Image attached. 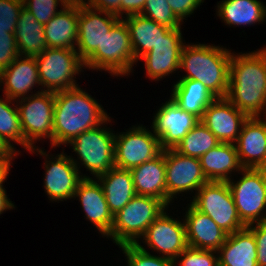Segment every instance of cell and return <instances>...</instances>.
Segmentation results:
<instances>
[{
  "mask_svg": "<svg viewBox=\"0 0 266 266\" xmlns=\"http://www.w3.org/2000/svg\"><path fill=\"white\" fill-rule=\"evenodd\" d=\"M130 171L136 195L155 197L167 206L165 150Z\"/></svg>",
  "mask_w": 266,
  "mask_h": 266,
  "instance_id": "cb8c5ba5",
  "label": "cell"
},
{
  "mask_svg": "<svg viewBox=\"0 0 266 266\" xmlns=\"http://www.w3.org/2000/svg\"><path fill=\"white\" fill-rule=\"evenodd\" d=\"M217 6L218 16L229 26L253 25L266 19V6L258 0H223Z\"/></svg>",
  "mask_w": 266,
  "mask_h": 266,
  "instance_id": "4dcf8cb0",
  "label": "cell"
},
{
  "mask_svg": "<svg viewBox=\"0 0 266 266\" xmlns=\"http://www.w3.org/2000/svg\"><path fill=\"white\" fill-rule=\"evenodd\" d=\"M200 119L184 111L172 98L157 111L152 131L159 138L162 150L175 149Z\"/></svg>",
  "mask_w": 266,
  "mask_h": 266,
  "instance_id": "4fadbf2b",
  "label": "cell"
},
{
  "mask_svg": "<svg viewBox=\"0 0 266 266\" xmlns=\"http://www.w3.org/2000/svg\"><path fill=\"white\" fill-rule=\"evenodd\" d=\"M15 208L14 204L6 195L5 188H0V214H2L7 209Z\"/></svg>",
  "mask_w": 266,
  "mask_h": 266,
  "instance_id": "bcb514c9",
  "label": "cell"
},
{
  "mask_svg": "<svg viewBox=\"0 0 266 266\" xmlns=\"http://www.w3.org/2000/svg\"><path fill=\"white\" fill-rule=\"evenodd\" d=\"M226 98L248 117L266 115V47L231 55Z\"/></svg>",
  "mask_w": 266,
  "mask_h": 266,
  "instance_id": "6da1fadb",
  "label": "cell"
},
{
  "mask_svg": "<svg viewBox=\"0 0 266 266\" xmlns=\"http://www.w3.org/2000/svg\"><path fill=\"white\" fill-rule=\"evenodd\" d=\"M240 172L243 175L237 183L227 182L240 220L245 226L266 222V169L243 168Z\"/></svg>",
  "mask_w": 266,
  "mask_h": 266,
  "instance_id": "9c48e42d",
  "label": "cell"
},
{
  "mask_svg": "<svg viewBox=\"0 0 266 266\" xmlns=\"http://www.w3.org/2000/svg\"><path fill=\"white\" fill-rule=\"evenodd\" d=\"M207 44L184 45L180 69L188 74L181 79L200 81L216 97L226 98L229 89L231 51Z\"/></svg>",
  "mask_w": 266,
  "mask_h": 266,
  "instance_id": "3957f363",
  "label": "cell"
},
{
  "mask_svg": "<svg viewBox=\"0 0 266 266\" xmlns=\"http://www.w3.org/2000/svg\"><path fill=\"white\" fill-rule=\"evenodd\" d=\"M35 59L40 85L46 88L43 91L56 93L78 86L74 75H78L85 66L75 49L47 47Z\"/></svg>",
  "mask_w": 266,
  "mask_h": 266,
  "instance_id": "52a82bcc",
  "label": "cell"
},
{
  "mask_svg": "<svg viewBox=\"0 0 266 266\" xmlns=\"http://www.w3.org/2000/svg\"><path fill=\"white\" fill-rule=\"evenodd\" d=\"M119 248L127 256L128 266H174V261L168 258L151 255L139 241L136 244L121 245Z\"/></svg>",
  "mask_w": 266,
  "mask_h": 266,
  "instance_id": "e575fe53",
  "label": "cell"
},
{
  "mask_svg": "<svg viewBox=\"0 0 266 266\" xmlns=\"http://www.w3.org/2000/svg\"><path fill=\"white\" fill-rule=\"evenodd\" d=\"M145 2L146 0H121L120 17L124 18V13L126 16L141 14Z\"/></svg>",
  "mask_w": 266,
  "mask_h": 266,
  "instance_id": "7bdbcfd3",
  "label": "cell"
},
{
  "mask_svg": "<svg viewBox=\"0 0 266 266\" xmlns=\"http://www.w3.org/2000/svg\"><path fill=\"white\" fill-rule=\"evenodd\" d=\"M14 150L6 141L0 136V159H14L16 155Z\"/></svg>",
  "mask_w": 266,
  "mask_h": 266,
  "instance_id": "ee69618b",
  "label": "cell"
},
{
  "mask_svg": "<svg viewBox=\"0 0 266 266\" xmlns=\"http://www.w3.org/2000/svg\"><path fill=\"white\" fill-rule=\"evenodd\" d=\"M5 97L6 99L0 98V136L14 150L15 148L10 142L11 140L22 145L28 151H31L33 148L24 139L17 105L14 106L15 108H12L10 103H12L13 100L9 99L7 96Z\"/></svg>",
  "mask_w": 266,
  "mask_h": 266,
  "instance_id": "d6a6232c",
  "label": "cell"
},
{
  "mask_svg": "<svg viewBox=\"0 0 266 266\" xmlns=\"http://www.w3.org/2000/svg\"><path fill=\"white\" fill-rule=\"evenodd\" d=\"M168 216L165 210L152 222L142 236L144 243L162 253V257L174 261L188 247L185 222H179Z\"/></svg>",
  "mask_w": 266,
  "mask_h": 266,
  "instance_id": "5bb4252c",
  "label": "cell"
},
{
  "mask_svg": "<svg viewBox=\"0 0 266 266\" xmlns=\"http://www.w3.org/2000/svg\"><path fill=\"white\" fill-rule=\"evenodd\" d=\"M96 178L103 188L107 205L113 216L136 195L130 170L113 167Z\"/></svg>",
  "mask_w": 266,
  "mask_h": 266,
  "instance_id": "4316f807",
  "label": "cell"
},
{
  "mask_svg": "<svg viewBox=\"0 0 266 266\" xmlns=\"http://www.w3.org/2000/svg\"><path fill=\"white\" fill-rule=\"evenodd\" d=\"M162 152L159 138L143 125L115 135V167L131 170L157 157Z\"/></svg>",
  "mask_w": 266,
  "mask_h": 266,
  "instance_id": "8fae6325",
  "label": "cell"
},
{
  "mask_svg": "<svg viewBox=\"0 0 266 266\" xmlns=\"http://www.w3.org/2000/svg\"><path fill=\"white\" fill-rule=\"evenodd\" d=\"M59 1L61 7H65L72 0H23L24 8L28 10L37 21L45 25L52 17H54L59 11L56 9Z\"/></svg>",
  "mask_w": 266,
  "mask_h": 266,
  "instance_id": "d590c367",
  "label": "cell"
},
{
  "mask_svg": "<svg viewBox=\"0 0 266 266\" xmlns=\"http://www.w3.org/2000/svg\"><path fill=\"white\" fill-rule=\"evenodd\" d=\"M167 208L159 199L135 195L130 202L114 215L111 237L118 245L136 244L152 222Z\"/></svg>",
  "mask_w": 266,
  "mask_h": 266,
  "instance_id": "277c9868",
  "label": "cell"
},
{
  "mask_svg": "<svg viewBox=\"0 0 266 266\" xmlns=\"http://www.w3.org/2000/svg\"><path fill=\"white\" fill-rule=\"evenodd\" d=\"M74 197H78L85 211L86 219L95 226L101 234L108 236L111 232L114 216L111 213L98 180L92 177L84 178L78 185Z\"/></svg>",
  "mask_w": 266,
  "mask_h": 266,
  "instance_id": "ffe728a7",
  "label": "cell"
},
{
  "mask_svg": "<svg viewBox=\"0 0 266 266\" xmlns=\"http://www.w3.org/2000/svg\"><path fill=\"white\" fill-rule=\"evenodd\" d=\"M101 14H104V16ZM115 14L97 10L79 0L78 38L75 49L85 61L97 48H101L105 35L119 20Z\"/></svg>",
  "mask_w": 266,
  "mask_h": 266,
  "instance_id": "9a60e30c",
  "label": "cell"
},
{
  "mask_svg": "<svg viewBox=\"0 0 266 266\" xmlns=\"http://www.w3.org/2000/svg\"><path fill=\"white\" fill-rule=\"evenodd\" d=\"M16 102L24 139L33 148L30 152L36 150L47 159L48 154L38 149L34 143L42 137L49 138L53 147L54 93L43 91L42 88L34 95L21 98L19 106L18 100Z\"/></svg>",
  "mask_w": 266,
  "mask_h": 266,
  "instance_id": "8992f818",
  "label": "cell"
},
{
  "mask_svg": "<svg viewBox=\"0 0 266 266\" xmlns=\"http://www.w3.org/2000/svg\"><path fill=\"white\" fill-rule=\"evenodd\" d=\"M55 159L54 161L45 160L44 189L53 201L74 198L79 183L88 176L80 175L78 161L73 160L64 152L58 154Z\"/></svg>",
  "mask_w": 266,
  "mask_h": 266,
  "instance_id": "2e32d148",
  "label": "cell"
},
{
  "mask_svg": "<svg viewBox=\"0 0 266 266\" xmlns=\"http://www.w3.org/2000/svg\"><path fill=\"white\" fill-rule=\"evenodd\" d=\"M23 7V0H0V30L15 34L17 20Z\"/></svg>",
  "mask_w": 266,
  "mask_h": 266,
  "instance_id": "74e56055",
  "label": "cell"
},
{
  "mask_svg": "<svg viewBox=\"0 0 266 266\" xmlns=\"http://www.w3.org/2000/svg\"><path fill=\"white\" fill-rule=\"evenodd\" d=\"M220 143L217 137L202 122H199L187 133L175 150L182 155L199 159Z\"/></svg>",
  "mask_w": 266,
  "mask_h": 266,
  "instance_id": "1f68e13d",
  "label": "cell"
},
{
  "mask_svg": "<svg viewBox=\"0 0 266 266\" xmlns=\"http://www.w3.org/2000/svg\"><path fill=\"white\" fill-rule=\"evenodd\" d=\"M177 259H180L179 266H217L219 264L217 251L196 249L189 246Z\"/></svg>",
  "mask_w": 266,
  "mask_h": 266,
  "instance_id": "8d00e7d4",
  "label": "cell"
},
{
  "mask_svg": "<svg viewBox=\"0 0 266 266\" xmlns=\"http://www.w3.org/2000/svg\"><path fill=\"white\" fill-rule=\"evenodd\" d=\"M248 117L235 147L242 168L266 169V120Z\"/></svg>",
  "mask_w": 266,
  "mask_h": 266,
  "instance_id": "d6986e66",
  "label": "cell"
},
{
  "mask_svg": "<svg viewBox=\"0 0 266 266\" xmlns=\"http://www.w3.org/2000/svg\"><path fill=\"white\" fill-rule=\"evenodd\" d=\"M204 0H167L171 10L176 17L183 22V19L190 16Z\"/></svg>",
  "mask_w": 266,
  "mask_h": 266,
  "instance_id": "60d3db41",
  "label": "cell"
},
{
  "mask_svg": "<svg viewBox=\"0 0 266 266\" xmlns=\"http://www.w3.org/2000/svg\"><path fill=\"white\" fill-rule=\"evenodd\" d=\"M24 58V59H23ZM18 56L0 72V84H4L5 96L11 100L24 98L34 85L40 86L38 66L35 57ZM37 83V84H36ZM2 86V85H0Z\"/></svg>",
  "mask_w": 266,
  "mask_h": 266,
  "instance_id": "7402d4cb",
  "label": "cell"
},
{
  "mask_svg": "<svg viewBox=\"0 0 266 266\" xmlns=\"http://www.w3.org/2000/svg\"><path fill=\"white\" fill-rule=\"evenodd\" d=\"M53 147L66 145L83 132L107 124L109 115L79 86L54 93Z\"/></svg>",
  "mask_w": 266,
  "mask_h": 266,
  "instance_id": "7a4b0ae2",
  "label": "cell"
},
{
  "mask_svg": "<svg viewBox=\"0 0 266 266\" xmlns=\"http://www.w3.org/2000/svg\"><path fill=\"white\" fill-rule=\"evenodd\" d=\"M12 159H0V188L3 187V182L9 174V169L11 168Z\"/></svg>",
  "mask_w": 266,
  "mask_h": 266,
  "instance_id": "f6af8a7d",
  "label": "cell"
},
{
  "mask_svg": "<svg viewBox=\"0 0 266 266\" xmlns=\"http://www.w3.org/2000/svg\"><path fill=\"white\" fill-rule=\"evenodd\" d=\"M18 56L20 54L15 35L0 30V72L7 68Z\"/></svg>",
  "mask_w": 266,
  "mask_h": 266,
  "instance_id": "f35d334b",
  "label": "cell"
},
{
  "mask_svg": "<svg viewBox=\"0 0 266 266\" xmlns=\"http://www.w3.org/2000/svg\"><path fill=\"white\" fill-rule=\"evenodd\" d=\"M124 21L129 28L135 62L152 50L171 29L140 14L126 16Z\"/></svg>",
  "mask_w": 266,
  "mask_h": 266,
  "instance_id": "83f0119b",
  "label": "cell"
},
{
  "mask_svg": "<svg viewBox=\"0 0 266 266\" xmlns=\"http://www.w3.org/2000/svg\"><path fill=\"white\" fill-rule=\"evenodd\" d=\"M79 0H72L44 25L47 47L75 49L78 38Z\"/></svg>",
  "mask_w": 266,
  "mask_h": 266,
  "instance_id": "603a6c76",
  "label": "cell"
},
{
  "mask_svg": "<svg viewBox=\"0 0 266 266\" xmlns=\"http://www.w3.org/2000/svg\"><path fill=\"white\" fill-rule=\"evenodd\" d=\"M171 98L184 110L202 118L205 109L216 97L200 81L180 79L173 86Z\"/></svg>",
  "mask_w": 266,
  "mask_h": 266,
  "instance_id": "f546056e",
  "label": "cell"
},
{
  "mask_svg": "<svg viewBox=\"0 0 266 266\" xmlns=\"http://www.w3.org/2000/svg\"><path fill=\"white\" fill-rule=\"evenodd\" d=\"M191 204L208 215L227 234L246 227L240 220L227 182L208 181L203 184L193 196Z\"/></svg>",
  "mask_w": 266,
  "mask_h": 266,
  "instance_id": "ba28073f",
  "label": "cell"
},
{
  "mask_svg": "<svg viewBox=\"0 0 266 266\" xmlns=\"http://www.w3.org/2000/svg\"><path fill=\"white\" fill-rule=\"evenodd\" d=\"M80 1L91 8L113 13L120 18L121 0H88L87 2L85 0Z\"/></svg>",
  "mask_w": 266,
  "mask_h": 266,
  "instance_id": "b9f144b4",
  "label": "cell"
},
{
  "mask_svg": "<svg viewBox=\"0 0 266 266\" xmlns=\"http://www.w3.org/2000/svg\"><path fill=\"white\" fill-rule=\"evenodd\" d=\"M217 252L221 266H258L256 240L247 227L228 234Z\"/></svg>",
  "mask_w": 266,
  "mask_h": 266,
  "instance_id": "d4e9b609",
  "label": "cell"
},
{
  "mask_svg": "<svg viewBox=\"0 0 266 266\" xmlns=\"http://www.w3.org/2000/svg\"><path fill=\"white\" fill-rule=\"evenodd\" d=\"M103 124L87 130L74 138L70 144L77 153L81 164L95 177L115 167L114 141L115 134Z\"/></svg>",
  "mask_w": 266,
  "mask_h": 266,
  "instance_id": "30bf717a",
  "label": "cell"
},
{
  "mask_svg": "<svg viewBox=\"0 0 266 266\" xmlns=\"http://www.w3.org/2000/svg\"><path fill=\"white\" fill-rule=\"evenodd\" d=\"M184 222L187 245L192 248L218 251L228 235L208 215L201 213L191 203Z\"/></svg>",
  "mask_w": 266,
  "mask_h": 266,
  "instance_id": "44dd1931",
  "label": "cell"
},
{
  "mask_svg": "<svg viewBox=\"0 0 266 266\" xmlns=\"http://www.w3.org/2000/svg\"><path fill=\"white\" fill-rule=\"evenodd\" d=\"M140 15L171 29L181 28V21L171 10L167 0H146Z\"/></svg>",
  "mask_w": 266,
  "mask_h": 266,
  "instance_id": "836d02e7",
  "label": "cell"
},
{
  "mask_svg": "<svg viewBox=\"0 0 266 266\" xmlns=\"http://www.w3.org/2000/svg\"><path fill=\"white\" fill-rule=\"evenodd\" d=\"M248 116L227 98H216L205 109L202 122L221 143H235Z\"/></svg>",
  "mask_w": 266,
  "mask_h": 266,
  "instance_id": "e0dca14e",
  "label": "cell"
},
{
  "mask_svg": "<svg viewBox=\"0 0 266 266\" xmlns=\"http://www.w3.org/2000/svg\"><path fill=\"white\" fill-rule=\"evenodd\" d=\"M135 64L130 32L124 18H120L85 61V68L109 71L115 76L130 75Z\"/></svg>",
  "mask_w": 266,
  "mask_h": 266,
  "instance_id": "5b68a950",
  "label": "cell"
},
{
  "mask_svg": "<svg viewBox=\"0 0 266 266\" xmlns=\"http://www.w3.org/2000/svg\"><path fill=\"white\" fill-rule=\"evenodd\" d=\"M181 33L180 28L170 29L152 50L140 57L145 61V73L152 80H160L179 70L184 47Z\"/></svg>",
  "mask_w": 266,
  "mask_h": 266,
  "instance_id": "ac0fdd59",
  "label": "cell"
},
{
  "mask_svg": "<svg viewBox=\"0 0 266 266\" xmlns=\"http://www.w3.org/2000/svg\"><path fill=\"white\" fill-rule=\"evenodd\" d=\"M199 160L208 181L228 182L232 170L234 172L243 169L234 143H220L202 155Z\"/></svg>",
  "mask_w": 266,
  "mask_h": 266,
  "instance_id": "484cf974",
  "label": "cell"
},
{
  "mask_svg": "<svg viewBox=\"0 0 266 266\" xmlns=\"http://www.w3.org/2000/svg\"><path fill=\"white\" fill-rule=\"evenodd\" d=\"M15 40L20 56L36 57L47 48L44 25L24 7L20 12L15 27Z\"/></svg>",
  "mask_w": 266,
  "mask_h": 266,
  "instance_id": "f1b7e54d",
  "label": "cell"
},
{
  "mask_svg": "<svg viewBox=\"0 0 266 266\" xmlns=\"http://www.w3.org/2000/svg\"><path fill=\"white\" fill-rule=\"evenodd\" d=\"M167 207L178 193L197 191L208 182L200 160L180 154L175 149L165 150Z\"/></svg>",
  "mask_w": 266,
  "mask_h": 266,
  "instance_id": "7c38bea8",
  "label": "cell"
},
{
  "mask_svg": "<svg viewBox=\"0 0 266 266\" xmlns=\"http://www.w3.org/2000/svg\"><path fill=\"white\" fill-rule=\"evenodd\" d=\"M254 235L257 245V264L266 266V222L246 226Z\"/></svg>",
  "mask_w": 266,
  "mask_h": 266,
  "instance_id": "ab89813d",
  "label": "cell"
}]
</instances>
